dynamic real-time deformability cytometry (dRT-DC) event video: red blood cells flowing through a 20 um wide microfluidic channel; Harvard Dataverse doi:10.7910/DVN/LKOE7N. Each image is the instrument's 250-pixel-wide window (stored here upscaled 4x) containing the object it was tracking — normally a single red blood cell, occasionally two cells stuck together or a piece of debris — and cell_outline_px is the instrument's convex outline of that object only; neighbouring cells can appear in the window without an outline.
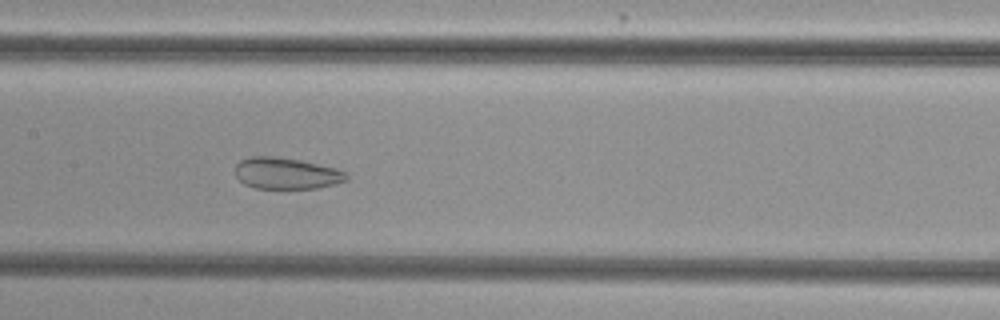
{"species": "common noctule bat (a hibernating species)", "species_latin": "Nyctalus noctula", "temperature_condition": "cold", "stored_images_in_passage": 52, "segment_of_instrument_passage": [1, 2], "camera_frame_rate_fps": 3000, "um_per_image_px": 0.085, "animal": {"sex": "female", "body_mass_g": 29.2, "forearm_length_mm": 56.3}, "frame": {"image": 1, "passage_image": 24, "time_ms": 7.667, "image_size_px": [1000, 320], "cell_outline_px": [[348, 180], [336, 184], [316, 188], [256, 188], [244, 184], [236, 176], [236, 164], [240, 160], [252, 156], [272, 156], [300, 160], [336, 168], [344, 172], [348, 176]], "centroid_in_image_um": [24.34, 14.73], "position_along_channel_um": 183.1, "area_um2": 20.29}}
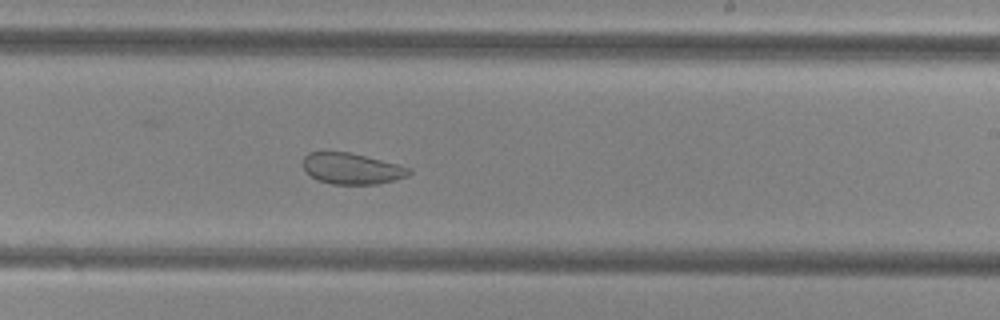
{"frame": {"image": 2, "passage_image": 30, "time_ms": 9.667, "image_size_px": [1000, 320], "cell_outline_px": [[412, 172], [408, 176], [376, 184], [332, 184], [316, 180], [304, 168], [304, 156], [308, 152], [348, 152], [412, 168]], "centroid_in_image_um": [29.9, 14.34], "position_along_channel_um": 259.1, "area_um2": 18.9}}
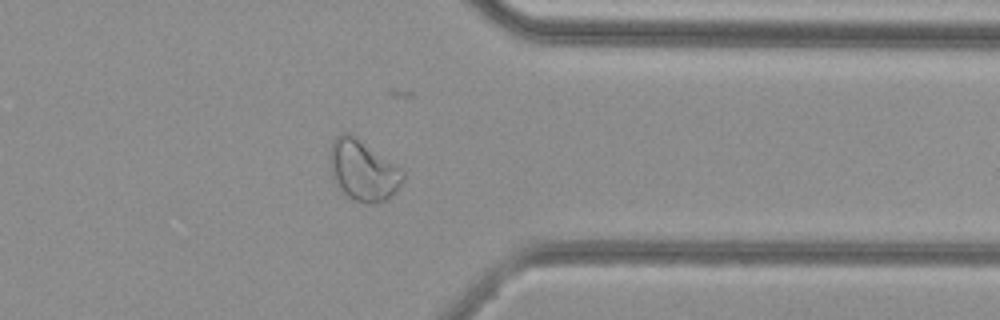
{"frame": {"image": 3, "passage_image": 40, "time_ms": 13.0, "image_size_px": [1000, 320], "cell_outline_px": [[404, 180], [396, 192], [388, 200], [372, 204], [364, 204], [352, 200], [344, 196], [340, 192], [332, 176], [328, 156], [332, 140], [340, 132], [352, 132], [400, 168], [404, 172]], "centroid_in_image_um": [30.82, 14.49], "position_along_channel_um": 380.6, "area_um2": 26.7}}